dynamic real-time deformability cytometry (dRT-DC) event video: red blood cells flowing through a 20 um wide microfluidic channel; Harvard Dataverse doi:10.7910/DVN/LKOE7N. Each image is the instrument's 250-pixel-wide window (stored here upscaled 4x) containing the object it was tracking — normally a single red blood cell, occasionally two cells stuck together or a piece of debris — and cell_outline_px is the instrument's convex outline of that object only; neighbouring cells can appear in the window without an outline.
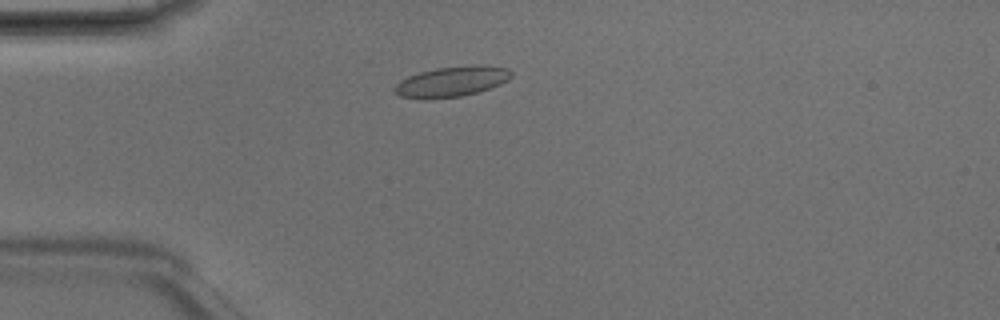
{"species": "Egyptian fruit bat (a non-hibernating species)", "species_latin": "Rousettus aegyptiacus", "temperature_condition": "room temperature", "stored_images_in_passage": 3, "camera_frame_rate_fps": 3000, "um_per_image_px": 0.085, "animal": {"sex": "male"}, "frame": {"image": 1, "passage_image": 3, "time_ms": 0.667, "image_size_px": [1000, 320], "cell_outline_px": [[512, 76], [508, 80], [500, 84], [476, 92], [460, 96], [424, 100], [400, 96], [392, 92], [392, 88], [400, 80], [408, 76], [420, 72], [436, 68], [472, 64], [480, 64], [508, 68], [512, 72]], "centroid_in_image_um": [38.36, 6.93], "position_along_channel_um": 46.6, "area_um2": 20.92}}